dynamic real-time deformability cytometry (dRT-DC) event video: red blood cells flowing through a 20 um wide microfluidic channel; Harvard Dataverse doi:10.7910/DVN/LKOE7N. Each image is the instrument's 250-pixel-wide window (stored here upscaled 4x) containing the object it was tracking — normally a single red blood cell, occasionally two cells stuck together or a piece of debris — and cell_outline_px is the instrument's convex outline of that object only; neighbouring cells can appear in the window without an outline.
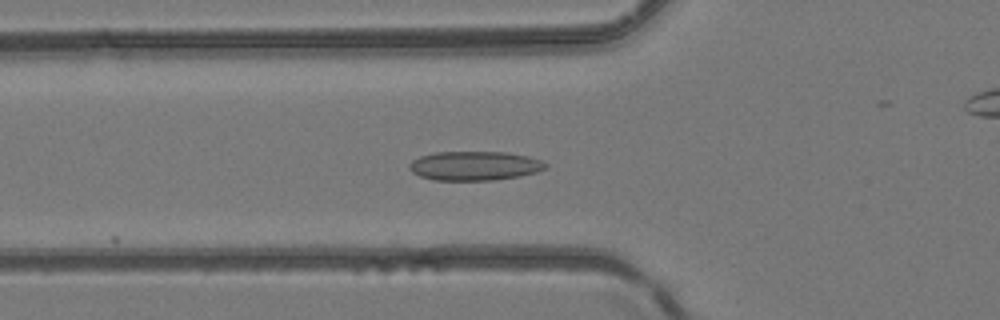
{"species": "common noctule bat (a hibernating species)", "species_latin": "Nyctalus noctula", "temperature_condition": "room temperature", "stored_images_in_passage": 12, "camera_frame_rate_fps": 3000, "um_per_image_px": 0.085, "animal": {"sex": "female", "body_mass_g": 24.6, "forearm_length_mm": 56.2}, "frame": {"image": 1, "passage_image": 4, "time_ms": 1.0, "image_size_px": [1000, 320], "cell_outline_px": [[548, 168], [536, 172], [520, 176], [496, 180], [436, 180], [420, 176], [412, 172], [408, 168], [408, 164], [412, 160], [420, 156], [432, 152], [508, 152], [528, 156], [540, 160], [548, 164]], "centroid_in_image_um": [40.34, 14.09], "position_along_channel_um": 85.5, "area_um2": 23.35}}
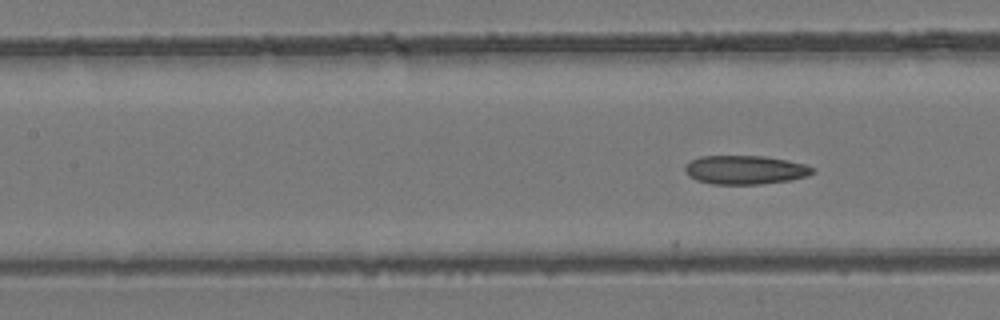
{"frame": {"image": 2, "passage_image": 8, "time_ms": 2.333, "image_size_px": [1000, 320], "cell_outline_px": [[816, 172], [808, 176], [792, 180], [760, 184], [712, 184], [696, 180], [688, 176], [684, 168], [692, 160], [700, 156], [764, 156], [788, 160], [804, 164], [816, 168]], "centroid_in_image_um": [63.39, 14.44], "position_along_channel_um": 144.0, "area_um2": 21.56}}
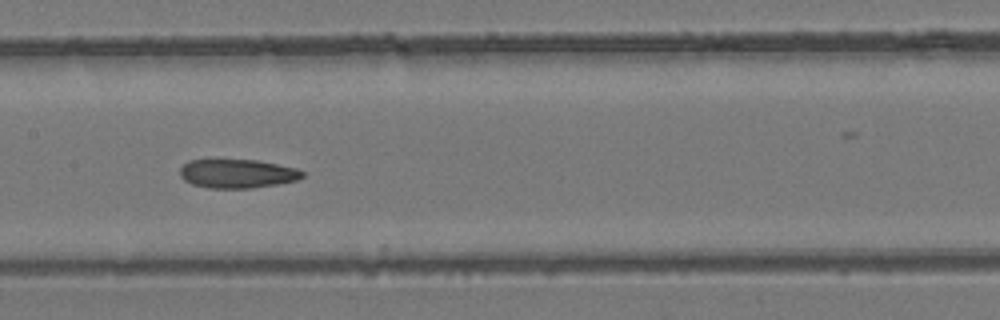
{"frame": {"image": 3, "passage_image": 11, "time_ms": 3.333, "image_size_px": [1000, 320], "cell_outline_px": [[304, 176], [296, 180], [276, 184], [252, 188], [208, 188], [192, 184], [184, 180], [180, 176], [180, 168], [188, 160], [256, 160], [296, 168], [304, 172]], "centroid_in_image_um": [20.15, 14.76], "position_along_channel_um": 187.3, "area_um2": 20.46}}